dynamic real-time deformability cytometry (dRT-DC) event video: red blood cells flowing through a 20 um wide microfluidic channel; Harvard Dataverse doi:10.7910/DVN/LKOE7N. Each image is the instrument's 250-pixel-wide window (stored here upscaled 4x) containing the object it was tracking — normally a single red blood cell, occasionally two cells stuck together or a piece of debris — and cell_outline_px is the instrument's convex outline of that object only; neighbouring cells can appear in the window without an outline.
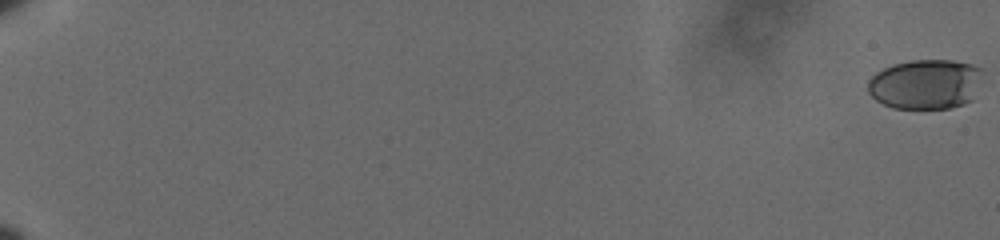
{"species": "human", "species_latin": "Homo sapiens", "temperature_condition": "cold", "stored_images_in_passage": 21, "camera_frame_rate_fps": 3000, "um_per_image_px": 0.085, "donor": {"sex": "male"}, "frame": {"image": 1, "passage_image": 1, "time_ms": 0.0, "image_size_px": [1000, 240], "cell_outline_px": [[980, 68], [972, 100], [964, 104], [948, 108], [892, 108], [876, 100], [868, 92], [868, 80], [876, 72], [884, 68], [896, 64], [912, 60], [952, 60], [972, 64]], "centroid_in_image_um": [78.61, 7.16], "position_along_channel_um": 6.4, "area_um2": 32.83}}
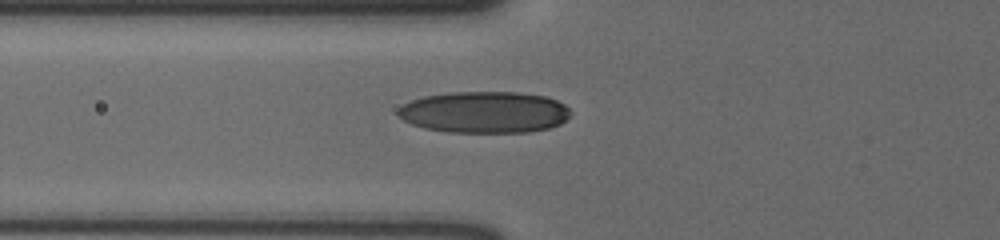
{"frame": {"image": 2, "passage_image": 12, "time_ms": 3.667, "image_size_px": [1000, 240], "cell_outline_px": [[572, 112], [560, 124], [548, 128], [528, 132], [448, 132], [424, 128], [412, 124], [404, 120], [396, 112], [404, 104], [412, 100], [424, 96], [452, 92], [520, 92], [544, 96], [556, 100], [564, 104]], "centroid_in_image_um": [41.19, 9.53], "position_along_channel_um": 84.6, "area_um2": 41.67}}
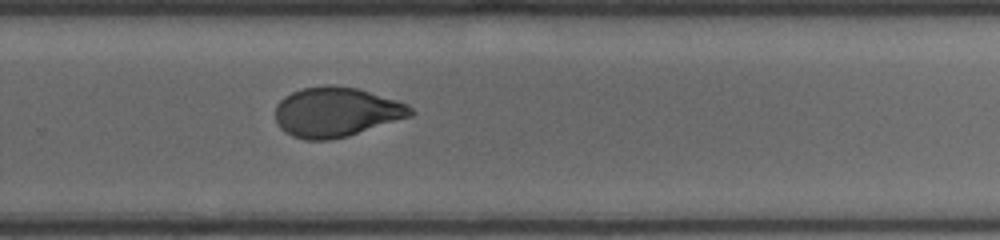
{"frame": {"image": 3, "passage_image": 21, "time_ms": 6.667, "image_size_px": [1000, 240], "cell_outline_px": [[416, 112], [412, 116], [348, 136], [328, 140], [304, 140], [292, 136], [284, 132], [280, 128], [276, 120], [276, 104], [284, 96], [292, 92], [304, 88], [324, 84], [328, 84], [356, 88], [396, 100], [408, 104]], "centroid_in_image_um": [28.57, 9.53], "position_along_channel_um": 301.2, "area_um2": 39.3}}